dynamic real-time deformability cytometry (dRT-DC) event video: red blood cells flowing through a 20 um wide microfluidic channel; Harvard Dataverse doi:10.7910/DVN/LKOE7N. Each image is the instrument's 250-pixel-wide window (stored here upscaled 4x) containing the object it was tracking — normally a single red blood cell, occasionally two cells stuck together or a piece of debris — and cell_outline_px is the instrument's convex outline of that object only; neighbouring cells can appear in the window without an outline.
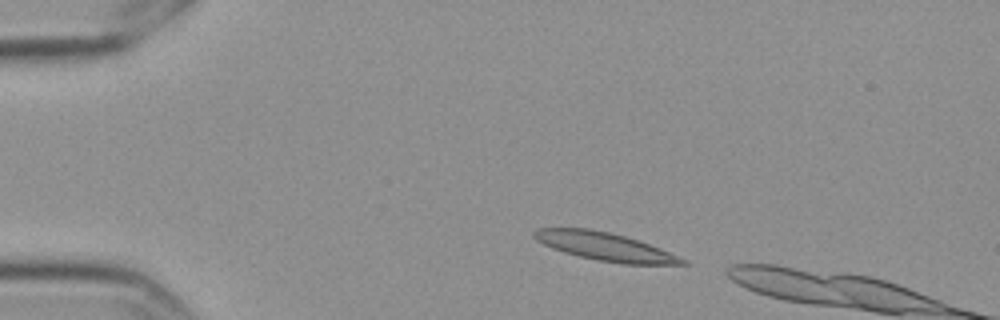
{"species": "Egyptian fruit bat (a non-hibernating species)", "species_latin": "Rousettus aegyptiacus", "temperature_condition": "cold", "stored_images_in_passage": 3, "camera_frame_rate_fps": 3000, "um_per_image_px": 0.085, "frame": {"image": 1, "passage_image": 1, "time_ms": 0.0, "image_size_px": [1000, 320], "cell_outline_px": [[688, 264], [624, 264], [596, 260], [564, 252], [552, 248], [536, 240], [532, 236], [532, 232], [536, 228], [588, 228], [608, 232], [624, 236], [660, 248], [688, 260]], "centroid_in_image_um": [51.39, 20.95], "position_along_channel_um": 33.6, "area_um2": 24.1}}